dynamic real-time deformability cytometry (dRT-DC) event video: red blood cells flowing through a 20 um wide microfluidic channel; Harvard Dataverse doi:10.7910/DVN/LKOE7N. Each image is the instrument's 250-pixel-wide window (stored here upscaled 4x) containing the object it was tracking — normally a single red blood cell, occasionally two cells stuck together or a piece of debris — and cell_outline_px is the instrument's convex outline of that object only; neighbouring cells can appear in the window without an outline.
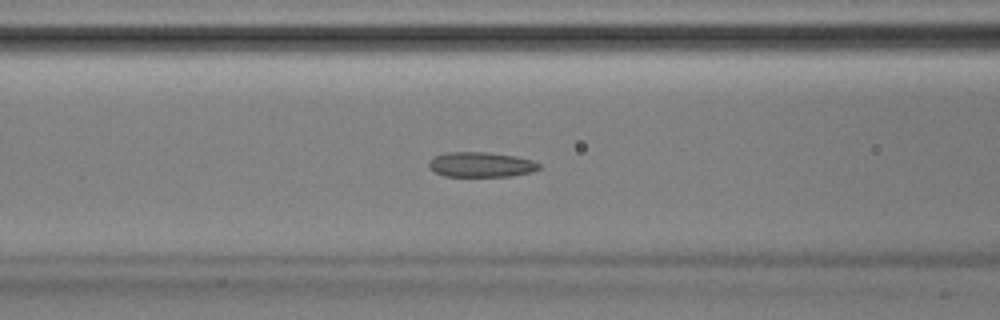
{"species": "Egyptian fruit bat (a non-hibernating species)", "species_latin": "Rousettus aegyptiacus", "temperature_condition": "room temperature", "stored_images_in_passage": 53, "camera_frame_rate_fps": 3000, "um_per_image_px": 0.085, "animal": {"sex": "male"}, "frame": {"image": 1, "passage_image": 22, "time_ms": 7.0, "image_size_px": [1000, 320], "cell_outline_px": [[540, 168], [532, 172], [512, 176], [444, 176], [428, 168], [428, 164], [436, 156], [444, 152], [488, 152], [516, 156], [532, 160], [540, 164]], "centroid_in_image_um": [40.9, 13.99], "position_along_channel_um": 125.7, "area_um2": 16.07}}
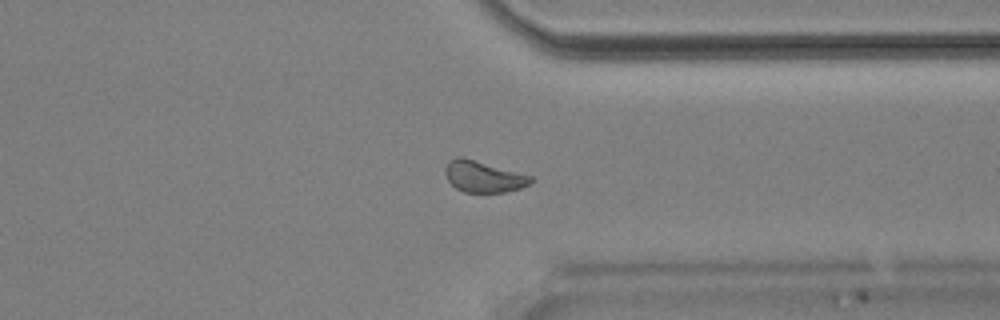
{"frame": {"image": 2, "passage_image": 41, "time_ms": 13.333, "image_size_px": [1000, 320], "cell_outline_px": [[536, 180], [520, 188], [504, 192], [464, 192], [456, 188], [448, 180], [444, 172], [444, 168], [448, 160], [456, 156], [464, 156], [532, 176]], "centroid_in_image_um": [41.07, 14.98], "position_along_channel_um": 370.3, "area_um2": 15.84}}
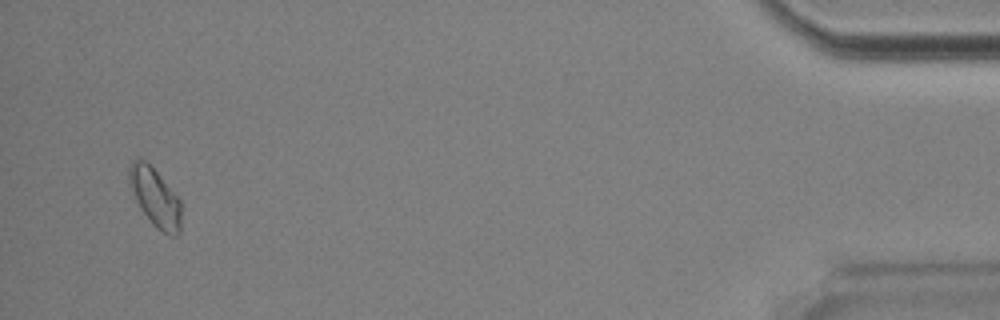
{"frame": {"image": 3, "passage_image": 51, "time_ms": 16.667, "image_size_px": [1000, 320], "cell_outline_px": [[180, 232], [176, 236], [172, 236], [156, 228], [152, 224], [136, 200], [128, 184], [128, 168], [132, 160], [144, 160], [156, 172], [180, 200]], "centroid_in_image_um": [13.16, 16.79], "position_along_channel_um": 422.0, "area_um2": 17.28}, "authors_computed_cell_mechanics": {"area_um2": 16.762, "velocity_mm_per_s": 3.877, "shape_relaxation_time_tau1_ms": 3.484, "shape_relaxation_time_tau2_ms": 4.3985, "deformation_change_tau1": 0.064, "deformation_change_tau2": 0.0549}}